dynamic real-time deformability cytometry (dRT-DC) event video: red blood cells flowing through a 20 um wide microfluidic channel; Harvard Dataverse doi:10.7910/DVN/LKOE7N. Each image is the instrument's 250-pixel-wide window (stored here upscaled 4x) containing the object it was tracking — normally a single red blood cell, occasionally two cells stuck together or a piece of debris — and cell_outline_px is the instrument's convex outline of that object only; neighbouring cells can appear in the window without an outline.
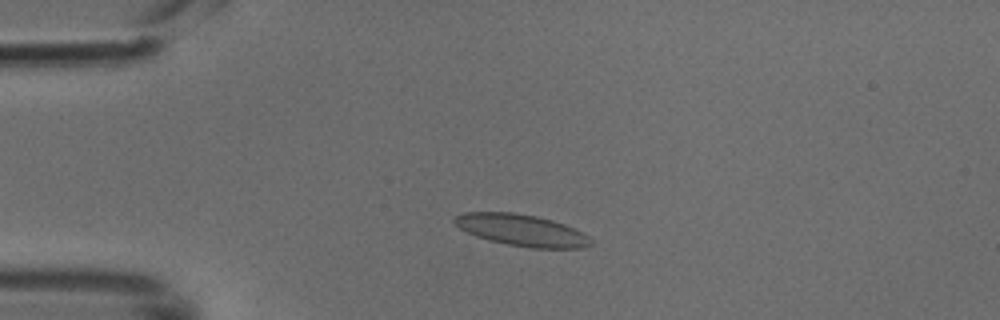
{"species": "common noctule bat (a hibernating species)", "species_latin": "Nyctalus noctula", "temperature_condition": "cold", "stored_images_in_passage": 41, "camera_frame_rate_fps": 3000, "um_per_image_px": 0.085, "animal": {"sex": "male", "body_mass_g": 18.8}, "frame": {"image": 1, "passage_image": 9, "time_ms": 2.667, "image_size_px": [1000, 320], "cell_outline_px": [[592, 244], [584, 248], [532, 248], [508, 244], [488, 240], [476, 236], [460, 228], [452, 220], [452, 216], [464, 212], [512, 212], [536, 216], [552, 220], [564, 224], [588, 236], [592, 240]], "centroid_in_image_um": [44.31, 19.56], "position_along_channel_um": 40.7, "area_um2": 25.03}}
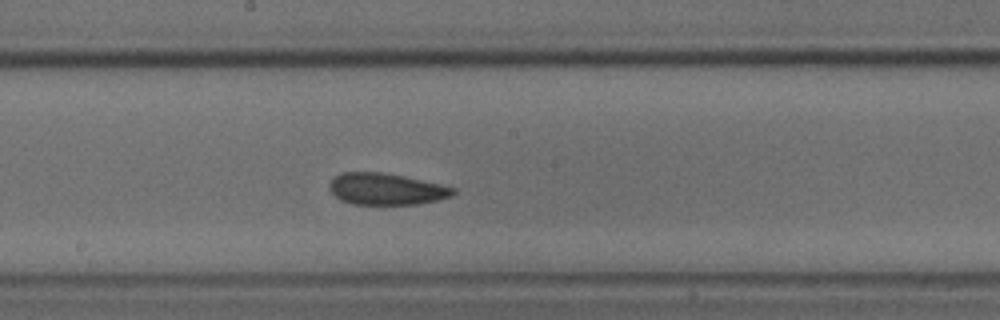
{"frame": {"image": 2, "passage_image": 24, "time_ms": 7.667, "image_size_px": [1000, 320], "cell_outline_px": [[456, 192], [452, 196], [440, 200], [416, 204], [352, 204], [340, 200], [328, 188], [328, 184], [332, 176], [344, 172], [380, 172], [440, 184], [456, 188]], "centroid_in_image_um": [32.8, 16.07], "position_along_channel_um": 215.4, "area_um2": 22.77}}
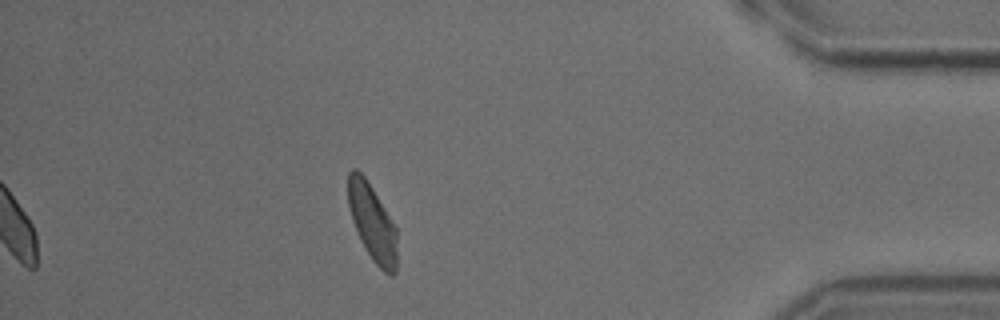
{"frame": {"image": 3, "passage_image": 41, "time_ms": 13.333, "image_size_px": [1000, 320], "cell_outline_px": [[396, 272], [392, 276], [384, 272], [372, 260], [360, 240], [352, 220], [348, 204], [348, 172], [352, 168], [356, 168], [364, 176], [372, 188], [396, 228]], "centroid_in_image_um": [31.63, 18.92], "position_along_channel_um": 403.6, "area_um2": 21.62}}